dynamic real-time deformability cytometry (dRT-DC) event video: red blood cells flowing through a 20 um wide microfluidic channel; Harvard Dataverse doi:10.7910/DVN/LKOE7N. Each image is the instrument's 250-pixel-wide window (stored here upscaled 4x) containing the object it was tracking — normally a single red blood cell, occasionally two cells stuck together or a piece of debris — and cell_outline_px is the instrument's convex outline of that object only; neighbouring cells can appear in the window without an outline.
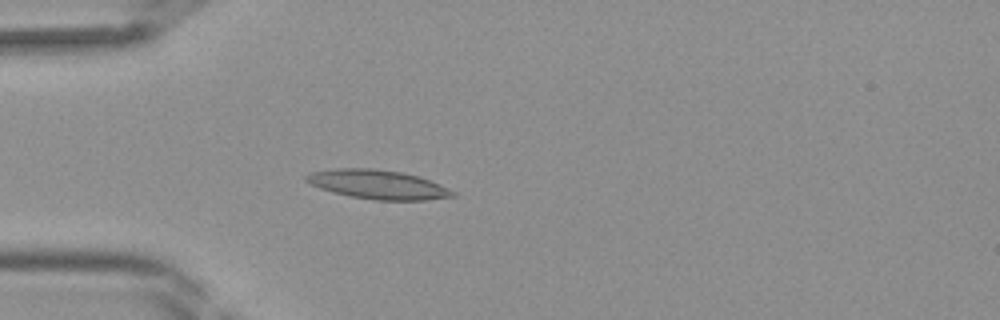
{"species": "Egyptian fruit bat (a non-hibernating species)", "species_latin": "Rousettus aegyptiacus", "temperature_condition": "room temperature", "stored_images_in_passage": 42, "camera_frame_rate_fps": 3000, "um_per_image_px": 0.085, "frame": {"image": 1, "passage_image": 12, "time_ms": 3.667, "image_size_px": [1000, 320], "cell_outline_px": [[456, 196], [424, 200], [376, 200], [352, 196], [332, 192], [320, 188], [304, 180], [304, 176], [312, 172], [336, 168], [372, 168], [400, 172], [416, 176], [440, 184], [456, 192]], "centroid_in_image_um": [32.11, 15.68], "position_along_channel_um": 52.9, "area_um2": 24.57}}
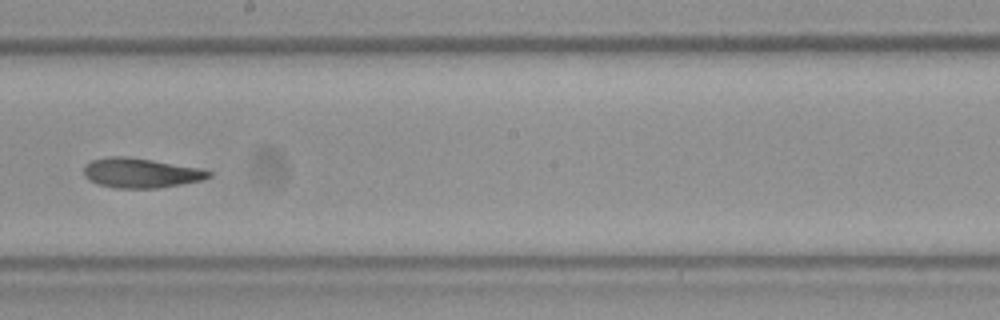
{"frame": {"image": 2, "passage_image": 24, "time_ms": 7.667, "image_size_px": [1000, 320], "cell_outline_px": [[212, 176], [200, 180], [160, 188], [116, 188], [100, 184], [88, 180], [84, 176], [84, 164], [92, 160], [108, 156], [124, 156], [152, 160], [204, 168], [212, 172]], "centroid_in_image_um": [11.97, 14.69], "position_along_channel_um": 236.2, "area_um2": 21.73}}
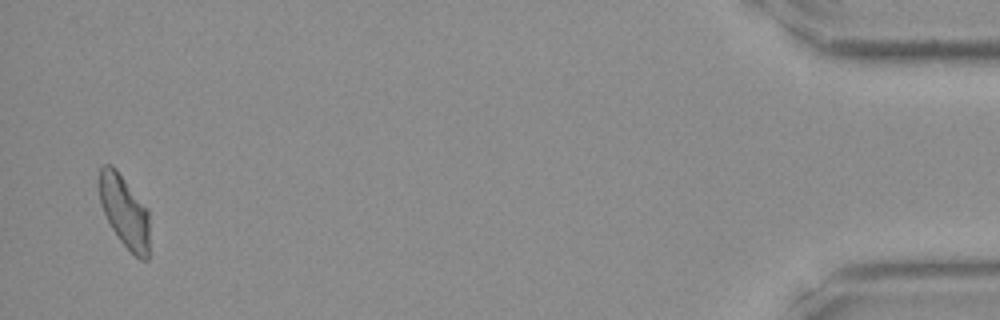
{"frame": {"image": 3, "passage_image": 41, "time_ms": 13.333, "image_size_px": [1000, 320], "cell_outline_px": [[148, 260], [140, 260], [120, 240], [112, 228], [100, 204], [100, 168], [104, 164], [112, 164], [116, 168], [148, 208]], "centroid_in_image_um": [10.59, 17.94], "position_along_channel_um": 424.6, "area_um2": 20.87}}